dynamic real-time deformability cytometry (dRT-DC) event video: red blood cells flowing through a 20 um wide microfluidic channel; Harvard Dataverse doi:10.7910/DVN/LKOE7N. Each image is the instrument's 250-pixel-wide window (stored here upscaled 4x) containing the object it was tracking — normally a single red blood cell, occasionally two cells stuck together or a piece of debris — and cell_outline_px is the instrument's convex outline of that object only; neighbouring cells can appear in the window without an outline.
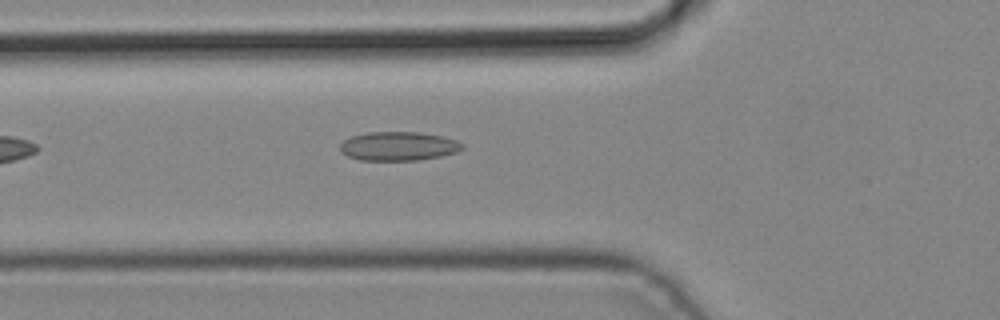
{"species": "common noctule bat (a hibernating species)", "species_latin": "Nyctalus noctula", "temperature_condition": "cold", "stored_images_in_passage": 4, "camera_frame_rate_fps": 3000, "um_per_image_px": 0.085, "animal": {"sex": "male", "body_mass_g": 19.2, "forearm_length_mm": 51.8}, "frame": {"image": 1, "passage_image": 4, "time_ms": 1.0, "image_size_px": [1000, 320], "cell_outline_px": [[464, 148], [456, 152], [440, 156], [416, 160], [360, 160], [348, 156], [340, 152], [340, 144], [344, 140], [352, 136], [368, 132], [420, 132], [440, 136], [456, 140], [464, 144]], "centroid_in_image_um": [33.85, 12.42], "position_along_channel_um": 91.9, "area_um2": 20.52}}